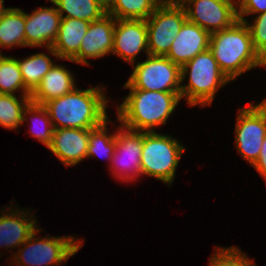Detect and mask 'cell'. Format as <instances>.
Here are the masks:
<instances>
[{
  "label": "cell",
  "instance_id": "1",
  "mask_svg": "<svg viewBox=\"0 0 266 266\" xmlns=\"http://www.w3.org/2000/svg\"><path fill=\"white\" fill-rule=\"evenodd\" d=\"M104 86L78 89L59 98L46 102L54 129H93L108 119L106 108L109 100L105 97Z\"/></svg>",
  "mask_w": 266,
  "mask_h": 266
},
{
  "label": "cell",
  "instance_id": "33",
  "mask_svg": "<svg viewBox=\"0 0 266 266\" xmlns=\"http://www.w3.org/2000/svg\"><path fill=\"white\" fill-rule=\"evenodd\" d=\"M259 62L260 66L265 67L266 66V46L265 48L259 53Z\"/></svg>",
  "mask_w": 266,
  "mask_h": 266
},
{
  "label": "cell",
  "instance_id": "8",
  "mask_svg": "<svg viewBox=\"0 0 266 266\" xmlns=\"http://www.w3.org/2000/svg\"><path fill=\"white\" fill-rule=\"evenodd\" d=\"M249 104L238 110L234 133L238 153L253 166L266 137V98L256 105Z\"/></svg>",
  "mask_w": 266,
  "mask_h": 266
},
{
  "label": "cell",
  "instance_id": "13",
  "mask_svg": "<svg viewBox=\"0 0 266 266\" xmlns=\"http://www.w3.org/2000/svg\"><path fill=\"white\" fill-rule=\"evenodd\" d=\"M115 18L105 14L102 18L90 22L87 33L82 39L78 54L69 61L89 65L87 59L101 58L111 54L113 49Z\"/></svg>",
  "mask_w": 266,
  "mask_h": 266
},
{
  "label": "cell",
  "instance_id": "2",
  "mask_svg": "<svg viewBox=\"0 0 266 266\" xmlns=\"http://www.w3.org/2000/svg\"><path fill=\"white\" fill-rule=\"evenodd\" d=\"M129 90L117 108V120L133 131L153 132L157 126L165 125L181 100L180 92Z\"/></svg>",
  "mask_w": 266,
  "mask_h": 266
},
{
  "label": "cell",
  "instance_id": "21",
  "mask_svg": "<svg viewBox=\"0 0 266 266\" xmlns=\"http://www.w3.org/2000/svg\"><path fill=\"white\" fill-rule=\"evenodd\" d=\"M26 47L25 12L20 8H9L0 18V47Z\"/></svg>",
  "mask_w": 266,
  "mask_h": 266
},
{
  "label": "cell",
  "instance_id": "27",
  "mask_svg": "<svg viewBox=\"0 0 266 266\" xmlns=\"http://www.w3.org/2000/svg\"><path fill=\"white\" fill-rule=\"evenodd\" d=\"M28 114L32 116L31 120H34V122L32 121L34 124V129H37V130H34V129L30 130L31 132L29 133H31L32 137L38 139L46 147H48L52 140L54 126H53V123L51 122L47 109L43 105H38V104H34L30 102L28 106L24 109L23 123L28 121L27 120L28 117H26ZM39 121L41 123H39ZM35 123H36V126H35ZM37 125L40 126V129H39V126L37 127Z\"/></svg>",
  "mask_w": 266,
  "mask_h": 266
},
{
  "label": "cell",
  "instance_id": "4",
  "mask_svg": "<svg viewBox=\"0 0 266 266\" xmlns=\"http://www.w3.org/2000/svg\"><path fill=\"white\" fill-rule=\"evenodd\" d=\"M189 74L188 84L180 87L181 99L184 97L189 106L210 105L215 93L231 82L220 70L212 52L207 49L199 53L181 67V82Z\"/></svg>",
  "mask_w": 266,
  "mask_h": 266
},
{
  "label": "cell",
  "instance_id": "11",
  "mask_svg": "<svg viewBox=\"0 0 266 266\" xmlns=\"http://www.w3.org/2000/svg\"><path fill=\"white\" fill-rule=\"evenodd\" d=\"M111 171L119 180L131 182L141 174L142 132L117 126ZM119 129V130H118ZM128 158V159H127Z\"/></svg>",
  "mask_w": 266,
  "mask_h": 266
},
{
  "label": "cell",
  "instance_id": "23",
  "mask_svg": "<svg viewBox=\"0 0 266 266\" xmlns=\"http://www.w3.org/2000/svg\"><path fill=\"white\" fill-rule=\"evenodd\" d=\"M19 68L23 77L25 87L32 93L40 84L44 75L53 67L55 63L49 55L45 53H37L18 59Z\"/></svg>",
  "mask_w": 266,
  "mask_h": 266
},
{
  "label": "cell",
  "instance_id": "17",
  "mask_svg": "<svg viewBox=\"0 0 266 266\" xmlns=\"http://www.w3.org/2000/svg\"><path fill=\"white\" fill-rule=\"evenodd\" d=\"M10 205L8 212L7 208L0 212V248H15L22 245L31 234L38 228V221L32 215L28 216V211L12 209ZM15 210V211H14ZM37 223V224H36Z\"/></svg>",
  "mask_w": 266,
  "mask_h": 266
},
{
  "label": "cell",
  "instance_id": "12",
  "mask_svg": "<svg viewBox=\"0 0 266 266\" xmlns=\"http://www.w3.org/2000/svg\"><path fill=\"white\" fill-rule=\"evenodd\" d=\"M142 50L149 55L146 20L115 19L111 53L134 65Z\"/></svg>",
  "mask_w": 266,
  "mask_h": 266
},
{
  "label": "cell",
  "instance_id": "26",
  "mask_svg": "<svg viewBox=\"0 0 266 266\" xmlns=\"http://www.w3.org/2000/svg\"><path fill=\"white\" fill-rule=\"evenodd\" d=\"M109 119L105 120L100 126L89 129V142L86 158L102 156L107 157L111 162L116 147V132L107 134Z\"/></svg>",
  "mask_w": 266,
  "mask_h": 266
},
{
  "label": "cell",
  "instance_id": "28",
  "mask_svg": "<svg viewBox=\"0 0 266 266\" xmlns=\"http://www.w3.org/2000/svg\"><path fill=\"white\" fill-rule=\"evenodd\" d=\"M215 251L209 258L208 266H255L254 261L238 247H216Z\"/></svg>",
  "mask_w": 266,
  "mask_h": 266
},
{
  "label": "cell",
  "instance_id": "10",
  "mask_svg": "<svg viewBox=\"0 0 266 266\" xmlns=\"http://www.w3.org/2000/svg\"><path fill=\"white\" fill-rule=\"evenodd\" d=\"M235 1L189 0L183 7L188 21L211 34L231 27L238 20Z\"/></svg>",
  "mask_w": 266,
  "mask_h": 266
},
{
  "label": "cell",
  "instance_id": "22",
  "mask_svg": "<svg viewBox=\"0 0 266 266\" xmlns=\"http://www.w3.org/2000/svg\"><path fill=\"white\" fill-rule=\"evenodd\" d=\"M107 13L115 19L146 20L160 5V0H106Z\"/></svg>",
  "mask_w": 266,
  "mask_h": 266
},
{
  "label": "cell",
  "instance_id": "31",
  "mask_svg": "<svg viewBox=\"0 0 266 266\" xmlns=\"http://www.w3.org/2000/svg\"><path fill=\"white\" fill-rule=\"evenodd\" d=\"M253 167L257 170L260 176H262L266 181V137L262 143L259 159L253 165Z\"/></svg>",
  "mask_w": 266,
  "mask_h": 266
},
{
  "label": "cell",
  "instance_id": "7",
  "mask_svg": "<svg viewBox=\"0 0 266 266\" xmlns=\"http://www.w3.org/2000/svg\"><path fill=\"white\" fill-rule=\"evenodd\" d=\"M132 67V74L123 88L180 92L181 67L166 56L147 55V60Z\"/></svg>",
  "mask_w": 266,
  "mask_h": 266
},
{
  "label": "cell",
  "instance_id": "34",
  "mask_svg": "<svg viewBox=\"0 0 266 266\" xmlns=\"http://www.w3.org/2000/svg\"><path fill=\"white\" fill-rule=\"evenodd\" d=\"M9 8L4 7V0H0V18L4 15V13L8 10Z\"/></svg>",
  "mask_w": 266,
  "mask_h": 266
},
{
  "label": "cell",
  "instance_id": "30",
  "mask_svg": "<svg viewBox=\"0 0 266 266\" xmlns=\"http://www.w3.org/2000/svg\"><path fill=\"white\" fill-rule=\"evenodd\" d=\"M237 16L240 21H247L245 16L266 12V0H238Z\"/></svg>",
  "mask_w": 266,
  "mask_h": 266
},
{
  "label": "cell",
  "instance_id": "29",
  "mask_svg": "<svg viewBox=\"0 0 266 266\" xmlns=\"http://www.w3.org/2000/svg\"><path fill=\"white\" fill-rule=\"evenodd\" d=\"M244 22L249 27L255 50L260 53L266 46V12L255 16L252 24L248 21Z\"/></svg>",
  "mask_w": 266,
  "mask_h": 266
},
{
  "label": "cell",
  "instance_id": "25",
  "mask_svg": "<svg viewBox=\"0 0 266 266\" xmlns=\"http://www.w3.org/2000/svg\"><path fill=\"white\" fill-rule=\"evenodd\" d=\"M21 90L22 96H30L25 87L19 64L15 57H0V94H12Z\"/></svg>",
  "mask_w": 266,
  "mask_h": 266
},
{
  "label": "cell",
  "instance_id": "9",
  "mask_svg": "<svg viewBox=\"0 0 266 266\" xmlns=\"http://www.w3.org/2000/svg\"><path fill=\"white\" fill-rule=\"evenodd\" d=\"M186 20L183 6L160 4L146 19L149 55L166 56Z\"/></svg>",
  "mask_w": 266,
  "mask_h": 266
},
{
  "label": "cell",
  "instance_id": "15",
  "mask_svg": "<svg viewBox=\"0 0 266 266\" xmlns=\"http://www.w3.org/2000/svg\"><path fill=\"white\" fill-rule=\"evenodd\" d=\"M210 33L186 20L175 37L166 57L182 67L196 55L209 49Z\"/></svg>",
  "mask_w": 266,
  "mask_h": 266
},
{
  "label": "cell",
  "instance_id": "6",
  "mask_svg": "<svg viewBox=\"0 0 266 266\" xmlns=\"http://www.w3.org/2000/svg\"><path fill=\"white\" fill-rule=\"evenodd\" d=\"M41 229L38 227L31 236L21 245L17 252L13 254L14 258L12 265L17 266H50L62 265L71 256L75 255L83 246V240L75 237L61 236L52 237L46 236L38 238L37 233ZM37 237V239H36ZM16 262V263H15Z\"/></svg>",
  "mask_w": 266,
  "mask_h": 266
},
{
  "label": "cell",
  "instance_id": "16",
  "mask_svg": "<svg viewBox=\"0 0 266 266\" xmlns=\"http://www.w3.org/2000/svg\"><path fill=\"white\" fill-rule=\"evenodd\" d=\"M89 129H54L47 147L65 166H74L87 156Z\"/></svg>",
  "mask_w": 266,
  "mask_h": 266
},
{
  "label": "cell",
  "instance_id": "18",
  "mask_svg": "<svg viewBox=\"0 0 266 266\" xmlns=\"http://www.w3.org/2000/svg\"><path fill=\"white\" fill-rule=\"evenodd\" d=\"M90 22L62 18L58 35L48 52L59 59L72 60L79 52L81 42L87 33Z\"/></svg>",
  "mask_w": 266,
  "mask_h": 266
},
{
  "label": "cell",
  "instance_id": "5",
  "mask_svg": "<svg viewBox=\"0 0 266 266\" xmlns=\"http://www.w3.org/2000/svg\"><path fill=\"white\" fill-rule=\"evenodd\" d=\"M184 151V146L170 135L142 132V176L148 175L171 185Z\"/></svg>",
  "mask_w": 266,
  "mask_h": 266
},
{
  "label": "cell",
  "instance_id": "24",
  "mask_svg": "<svg viewBox=\"0 0 266 266\" xmlns=\"http://www.w3.org/2000/svg\"><path fill=\"white\" fill-rule=\"evenodd\" d=\"M31 102L30 96L0 94V126L16 129L23 124L24 109Z\"/></svg>",
  "mask_w": 266,
  "mask_h": 266
},
{
  "label": "cell",
  "instance_id": "20",
  "mask_svg": "<svg viewBox=\"0 0 266 266\" xmlns=\"http://www.w3.org/2000/svg\"><path fill=\"white\" fill-rule=\"evenodd\" d=\"M48 1V0H47ZM62 18L81 19L93 22L107 14L106 0H49ZM64 12L66 15L64 16Z\"/></svg>",
  "mask_w": 266,
  "mask_h": 266
},
{
  "label": "cell",
  "instance_id": "3",
  "mask_svg": "<svg viewBox=\"0 0 266 266\" xmlns=\"http://www.w3.org/2000/svg\"><path fill=\"white\" fill-rule=\"evenodd\" d=\"M209 50L220 70L230 81L256 67H261L247 23L237 20L231 27L211 33Z\"/></svg>",
  "mask_w": 266,
  "mask_h": 266
},
{
  "label": "cell",
  "instance_id": "14",
  "mask_svg": "<svg viewBox=\"0 0 266 266\" xmlns=\"http://www.w3.org/2000/svg\"><path fill=\"white\" fill-rule=\"evenodd\" d=\"M57 8L39 7L31 14L25 13V42L29 47L51 48L57 38L61 22Z\"/></svg>",
  "mask_w": 266,
  "mask_h": 266
},
{
  "label": "cell",
  "instance_id": "19",
  "mask_svg": "<svg viewBox=\"0 0 266 266\" xmlns=\"http://www.w3.org/2000/svg\"><path fill=\"white\" fill-rule=\"evenodd\" d=\"M72 74L65 66L54 64L31 93V102L44 105L52 99L72 92L76 88L75 77Z\"/></svg>",
  "mask_w": 266,
  "mask_h": 266
},
{
  "label": "cell",
  "instance_id": "32",
  "mask_svg": "<svg viewBox=\"0 0 266 266\" xmlns=\"http://www.w3.org/2000/svg\"><path fill=\"white\" fill-rule=\"evenodd\" d=\"M189 0H160V4L168 6H184Z\"/></svg>",
  "mask_w": 266,
  "mask_h": 266
}]
</instances>
